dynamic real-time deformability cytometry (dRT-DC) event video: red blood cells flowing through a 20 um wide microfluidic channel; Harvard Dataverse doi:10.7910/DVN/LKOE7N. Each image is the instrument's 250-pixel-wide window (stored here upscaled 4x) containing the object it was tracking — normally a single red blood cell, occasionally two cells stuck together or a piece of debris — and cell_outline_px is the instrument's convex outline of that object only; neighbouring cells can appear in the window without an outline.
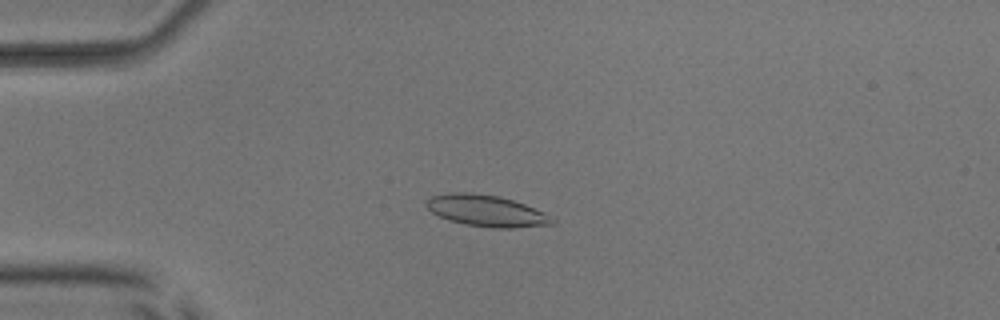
{"species": "common noctule bat (a hibernating species)", "species_latin": "Nyctalus noctula", "temperature_condition": "room temperature", "stored_images_in_passage": 54, "camera_frame_rate_fps": 3000, "um_per_image_px": 0.085, "animal": {"sex": "male", "body_mass_g": 17.9, "forearm_length_mm": 54.2}, "frame": {"image": 1, "passage_image": 14, "time_ms": 4.333, "image_size_px": [1000, 320], "cell_outline_px": [[556, 220], [552, 224], [512, 228], [492, 228], [464, 224], [448, 220], [432, 212], [424, 204], [424, 200], [432, 196], [452, 192], [468, 192], [500, 196], [524, 204], [544, 212]], "centroid_in_image_um": [41.31, 17.91], "position_along_channel_um": 43.7, "area_um2": 23.06}}
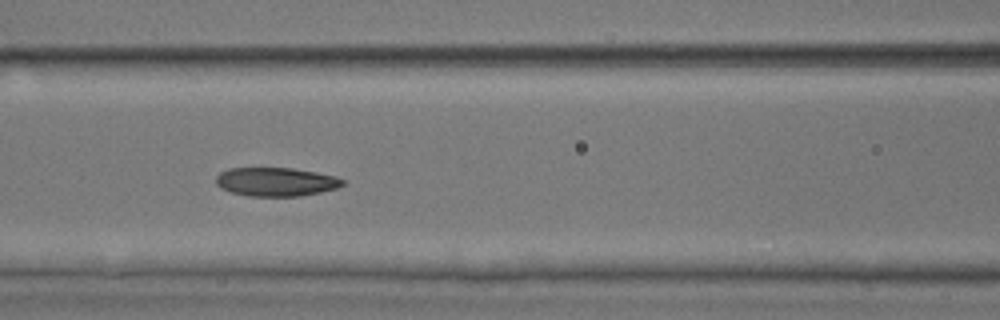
{"frame": {"image": 2, "passage_image": 24, "time_ms": 7.667, "image_size_px": [1000, 320], "cell_outline_px": [[344, 184], [336, 188], [320, 192], [300, 196], [248, 196], [232, 192], [220, 188], [216, 184], [216, 176], [220, 172], [228, 168], [292, 168], [316, 172], [336, 176], [344, 180]], "centroid_in_image_um": [23.44, 15.45], "position_along_channel_um": 143.2, "area_um2": 21.21}}
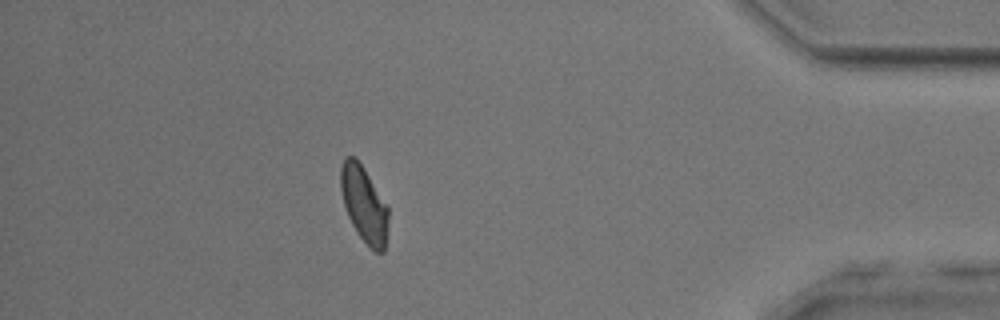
{"frame": {"image": 3, "passage_image": 48, "time_ms": 15.667, "image_size_px": [1000, 320], "cell_outline_px": [[388, 224], [384, 252], [376, 252], [356, 232], [348, 216], [344, 204], [340, 188], [340, 164], [344, 156], [352, 156], [360, 164], [388, 204]], "centroid_in_image_um": [30.94, 17.34], "position_along_channel_um": 404.3, "area_um2": 20.98}, "authors_computed_cell_mechanics": {"area_um2": 21.7039, "velocity_mm_per_s": 3.8027, "shape_relaxation_time_tau1_ms": 3.9293, "shape_relaxation_time_tau2_ms": 4.207, "deformation_change_tau1": 0.1162, "deformation_change_tau2": 0.1052}}